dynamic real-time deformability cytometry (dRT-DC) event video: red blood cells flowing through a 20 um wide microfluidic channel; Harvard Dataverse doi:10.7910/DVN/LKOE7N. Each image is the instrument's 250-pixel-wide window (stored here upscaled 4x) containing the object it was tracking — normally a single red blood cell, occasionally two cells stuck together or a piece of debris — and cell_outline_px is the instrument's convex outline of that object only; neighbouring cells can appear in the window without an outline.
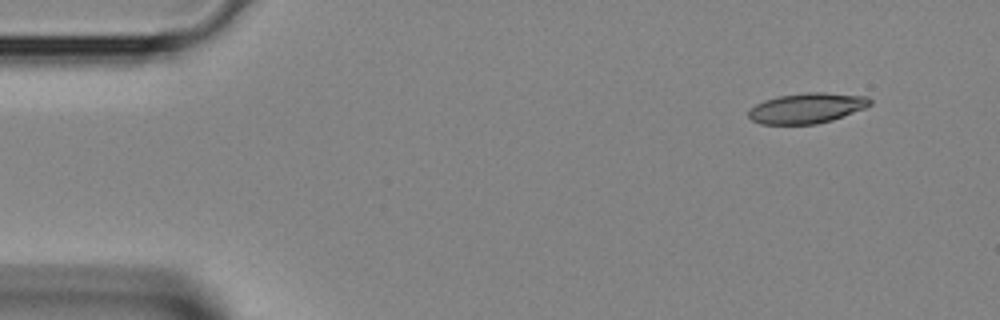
{"species": "Egyptian fruit bat (a non-hibernating species)", "species_latin": "Rousettus aegyptiacus", "temperature_condition": "room temperature", "stored_images_in_passage": 2, "camera_frame_rate_fps": 3000, "um_per_image_px": 0.085, "animal": {"sex": "female"}, "frame": {"image": 1, "passage_image": 1, "time_ms": 0.0, "image_size_px": [1000, 320], "cell_outline_px": [[872, 104], [864, 108], [832, 120], [816, 124], [760, 124], [752, 120], [748, 116], [748, 108], [764, 100], [780, 96], [804, 92], [824, 92], [868, 96], [872, 100]], "centroid_in_image_um": [68.57, 9.18], "position_along_channel_um": 16.4, "area_um2": 21.56}}